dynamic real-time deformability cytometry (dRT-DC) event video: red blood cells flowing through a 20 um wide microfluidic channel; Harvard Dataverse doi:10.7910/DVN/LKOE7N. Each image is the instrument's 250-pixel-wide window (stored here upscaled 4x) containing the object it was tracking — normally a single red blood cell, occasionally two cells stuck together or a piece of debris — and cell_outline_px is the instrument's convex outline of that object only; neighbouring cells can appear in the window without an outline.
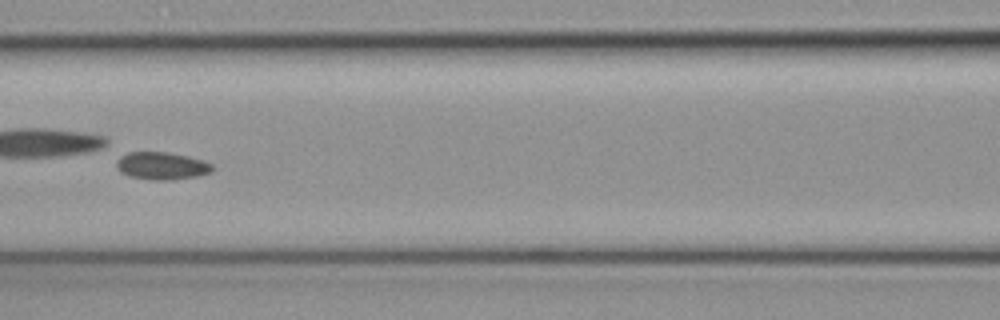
{"species": "common noctule bat (a hibernating species)", "species_latin": "Nyctalus noctula", "temperature_condition": "cold", "stored_images_in_passage": 33, "camera_frame_rate_fps": 3000, "um_per_image_px": 0.085, "animal": {"sex": "female", "body_mass_g": 19.3, "forearm_length_mm": 54.1}, "frame": {"image": 1, "passage_image": 10, "time_ms": 3.0, "image_size_px": [1000, 320], "cell_outline_px": [[212, 172], [200, 176], [172, 180], [152, 180], [128, 176], [120, 172], [116, 168], [116, 152], [168, 152], [188, 156], [212, 164]], "centroid_in_image_um": [13.65, 14.09], "position_along_channel_um": 152.9, "area_um2": 15.84}}